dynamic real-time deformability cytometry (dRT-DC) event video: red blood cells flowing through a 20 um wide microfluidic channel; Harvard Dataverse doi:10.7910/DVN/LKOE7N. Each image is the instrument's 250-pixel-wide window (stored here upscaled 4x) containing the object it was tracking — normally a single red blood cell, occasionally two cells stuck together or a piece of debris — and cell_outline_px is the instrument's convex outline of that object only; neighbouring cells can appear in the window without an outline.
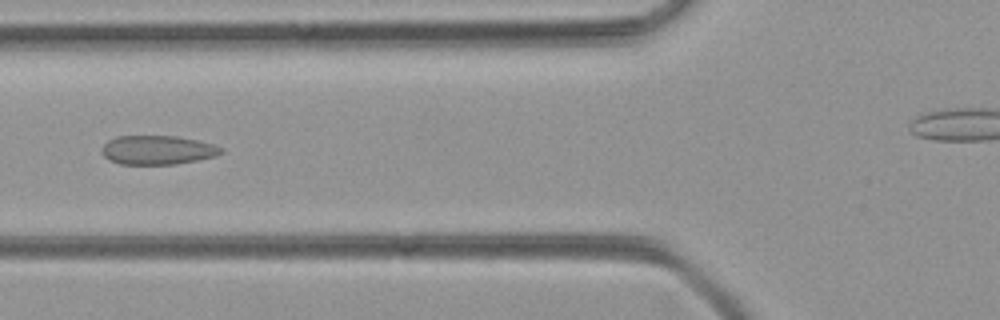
{"species": "common noctule bat (a hibernating species)", "species_latin": "Nyctalus noctula", "temperature_condition": "room temperature", "stored_images_in_passage": 32, "camera_frame_rate_fps": 3000, "um_per_image_px": 0.085, "animal": {"sex": "female", "body_mass_g": 21.9}, "frame": {"image": 1, "passage_image": 7, "time_ms": 2.0, "image_size_px": [1000, 320], "cell_outline_px": [[224, 152], [216, 156], [176, 164], [120, 164], [108, 160], [100, 152], [100, 148], [108, 140], [116, 136], [176, 136], [196, 140], [212, 144], [224, 148]], "centroid_in_image_um": [13.36, 12.75], "position_along_channel_um": 112.4, "area_um2": 20.29}}
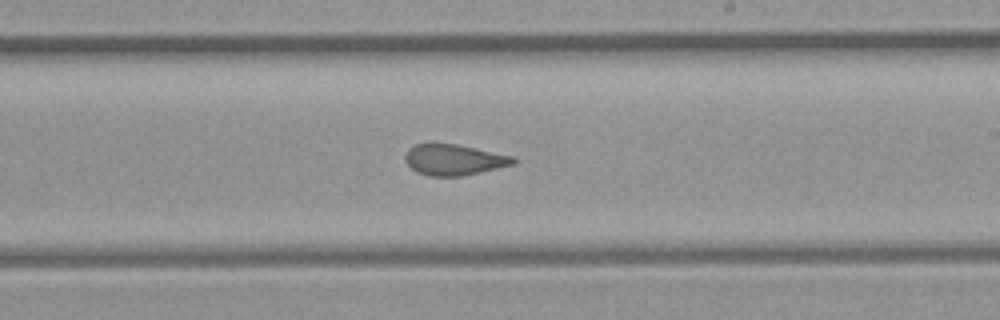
{"frame": {"image": 2, "passage_image": 17, "time_ms": 5.333, "image_size_px": [1000, 320], "cell_outline_px": [[516, 164], [480, 172], [460, 176], [428, 176], [416, 172], [404, 160], [404, 156], [408, 148], [416, 144], [456, 144], [516, 156]], "centroid_in_image_um": [38.61, 13.58], "position_along_channel_um": 250.4, "area_um2": 19.54}}
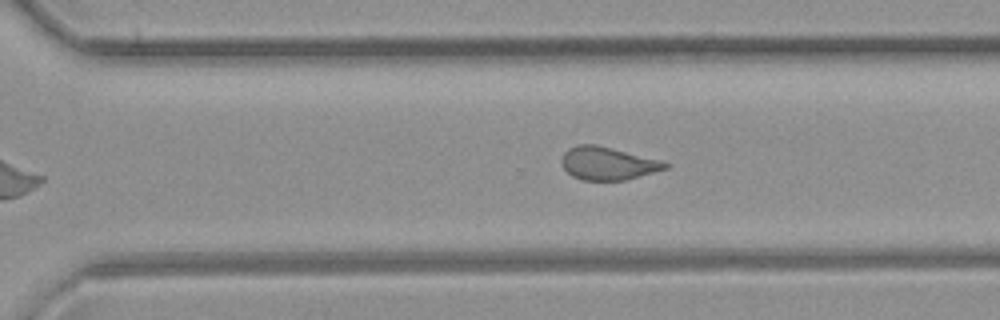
{"frame": {"image": 3, "passage_image": 22, "time_ms": 7.0, "image_size_px": [1000, 320], "cell_outline_px": [[672, 164], [668, 168], [624, 180], [580, 180], [572, 176], [560, 164], [560, 160], [564, 152], [568, 148], [576, 144], [596, 144], [664, 160]], "centroid_in_image_um": [51.67, 13.87], "position_along_channel_um": 318.9, "area_um2": 20.23}}